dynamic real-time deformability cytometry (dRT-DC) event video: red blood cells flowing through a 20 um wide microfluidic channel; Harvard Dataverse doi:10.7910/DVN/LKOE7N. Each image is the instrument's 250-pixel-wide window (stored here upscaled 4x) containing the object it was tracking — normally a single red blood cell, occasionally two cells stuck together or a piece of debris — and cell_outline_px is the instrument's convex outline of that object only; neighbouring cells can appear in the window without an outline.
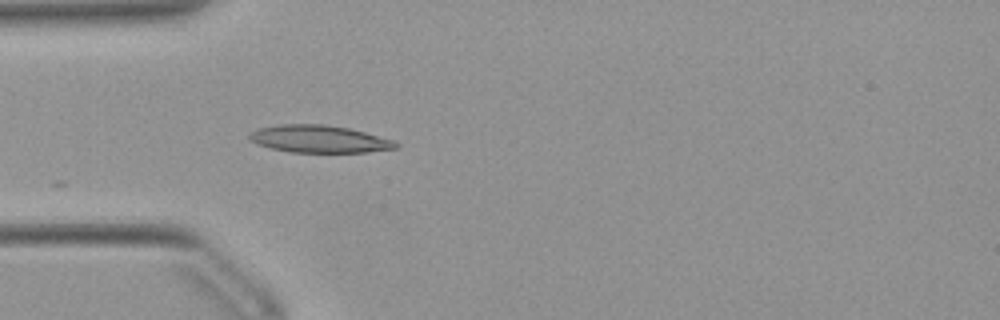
{"species": "Egyptian fruit bat (a non-hibernating species)", "species_latin": "Rousettus aegyptiacus", "temperature_condition": "warm", "stored_images_in_passage": 14, "camera_frame_rate_fps": 3000, "um_per_image_px": 0.085, "animal": {"sex": "female"}, "frame": {"image": 1, "passage_image": 1, "time_ms": 0.0, "image_size_px": [1000, 320], "cell_outline_px": [[400, 148], [364, 152], [292, 152], [272, 148], [256, 144], [248, 140], [248, 132], [256, 128], [280, 124], [324, 124], [348, 128], [364, 132], [392, 140], [400, 144]], "centroid_in_image_um": [27.07, 11.81], "position_along_channel_um": 57.9, "area_um2": 23.47}}
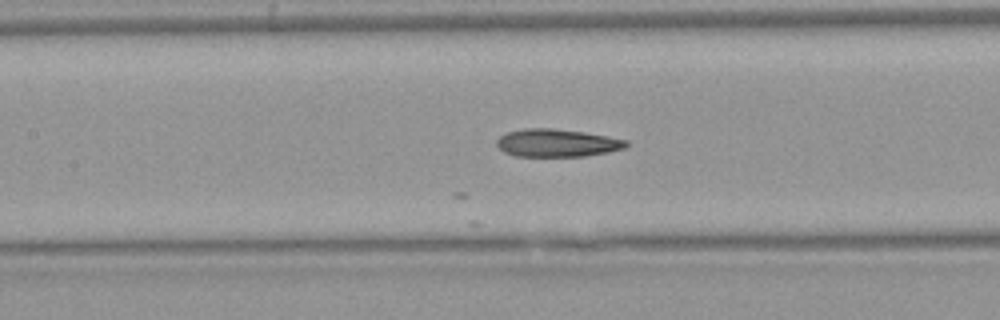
{"frame": {"image": 2, "passage_image": 9, "time_ms": 2.667, "image_size_px": [1000, 320], "cell_outline_px": [[628, 144], [624, 148], [608, 152], [584, 156], [516, 156], [504, 152], [496, 144], [496, 140], [500, 136], [508, 132], [524, 128], [552, 128], [584, 132], [608, 136], [628, 140]], "centroid_in_image_um": [47.34, 12.14], "position_along_channel_um": 160.1, "area_um2": 20.92}}
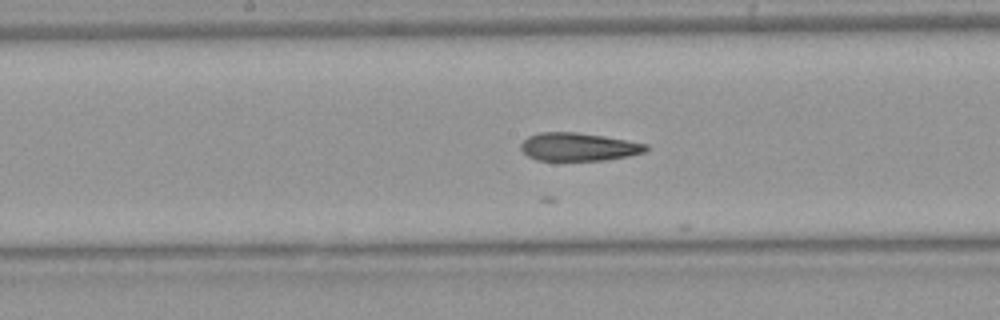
{"frame": {"image": 3, "passage_image": 12, "time_ms": 3.667, "image_size_px": [1000, 320], "cell_outline_px": [[648, 148], [644, 152], [628, 156], [604, 160], [536, 160], [528, 156], [520, 148], [520, 144], [528, 136], [540, 132], [576, 132], [604, 136], [648, 144]], "centroid_in_image_um": [49.16, 12.48], "position_along_channel_um": 199.0, "area_um2": 20.4}}